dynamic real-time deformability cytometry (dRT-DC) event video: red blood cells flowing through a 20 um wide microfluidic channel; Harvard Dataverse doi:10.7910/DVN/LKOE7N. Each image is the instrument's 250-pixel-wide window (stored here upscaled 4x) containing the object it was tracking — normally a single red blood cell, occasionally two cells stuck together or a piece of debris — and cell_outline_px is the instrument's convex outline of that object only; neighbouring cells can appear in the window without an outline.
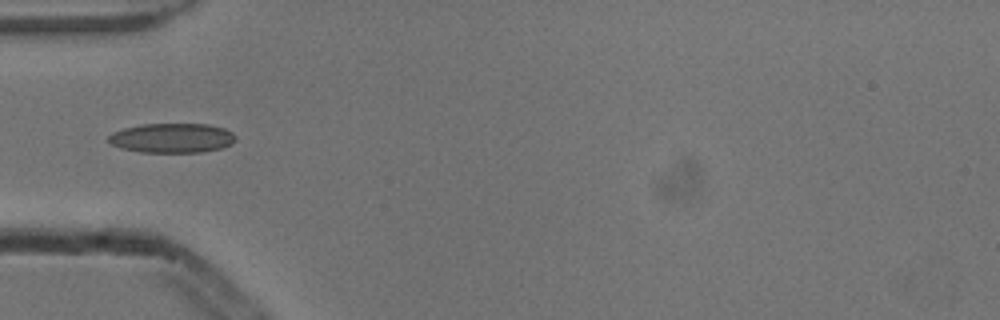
{"species": "common noctule bat (a hibernating species)", "species_latin": "Nyctalus noctula", "temperature_condition": "cold", "stored_images_in_passage": 4, "camera_frame_rate_fps": 3000, "um_per_image_px": 0.085, "animal": {"sex": "male", "body_mass_g": 13.3}, "frame": {"image": 1, "passage_image": 4, "time_ms": 1.0, "image_size_px": [1000, 320], "cell_outline_px": [[236, 140], [232, 144], [224, 148], [204, 152], [140, 152], [120, 148], [112, 144], [108, 140], [108, 136], [112, 132], [124, 128], [144, 124], [208, 124], [224, 128], [232, 132], [236, 136]], "centroid_in_image_um": [14.66, 11.73], "position_along_channel_um": 70.3, "area_um2": 22.08}}